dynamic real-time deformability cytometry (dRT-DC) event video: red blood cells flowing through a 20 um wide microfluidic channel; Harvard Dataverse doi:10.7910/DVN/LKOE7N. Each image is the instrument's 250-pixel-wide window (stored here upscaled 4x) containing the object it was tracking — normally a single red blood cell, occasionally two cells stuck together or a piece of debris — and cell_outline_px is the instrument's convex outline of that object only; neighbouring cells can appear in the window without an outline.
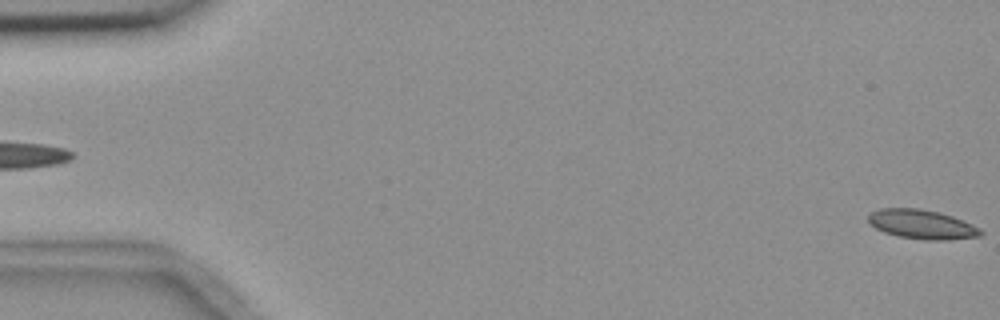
{"species": "common noctule bat (a hibernating species)", "species_latin": "Nyctalus noctula", "temperature_condition": "room temperature", "stored_images_in_passage": 4, "segment_of_instrument_passage": [2, 2], "camera_frame_rate_fps": 3000, "um_per_image_px": 0.085, "animal": {"sex": "female", "body_mass_g": 18.4}, "frame": {"image": 1, "passage_image": 4, "time_ms": 5.0, "image_size_px": [1000, 320], "cell_outline_px": [[984, 232], [980, 236], [948, 240], [928, 240], [896, 236], [884, 232], [876, 228], [868, 220], [868, 216], [872, 212], [880, 208], [920, 208], [940, 212], [964, 220], [980, 228]], "centroid_in_image_um": [78.39, 19.07], "position_along_channel_um": 6.6, "area_um2": 19.25}}